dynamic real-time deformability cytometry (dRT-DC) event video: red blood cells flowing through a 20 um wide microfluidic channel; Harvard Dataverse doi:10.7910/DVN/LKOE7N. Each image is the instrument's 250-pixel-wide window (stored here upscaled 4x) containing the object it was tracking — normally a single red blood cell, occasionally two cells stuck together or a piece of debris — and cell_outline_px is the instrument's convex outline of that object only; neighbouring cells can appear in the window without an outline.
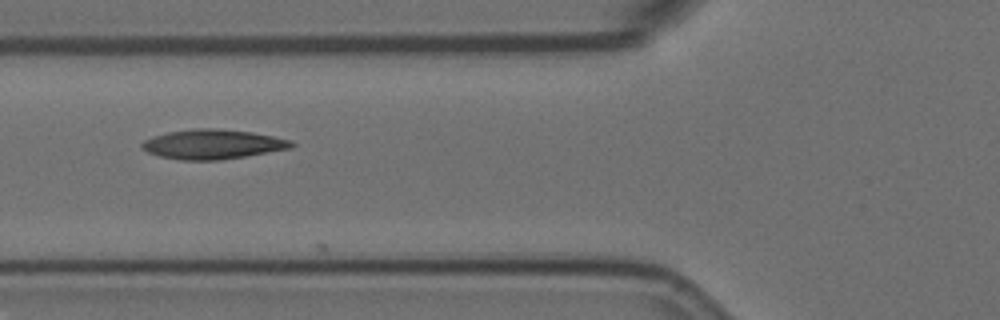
{"species": "Egyptian fruit bat (a non-hibernating species)", "species_latin": "Rousettus aegyptiacus", "temperature_condition": "room temperature", "stored_images_in_passage": 11, "segment_of_instrument_passage": [1, 2], "camera_frame_rate_fps": 3000, "um_per_image_px": 0.085, "animal": {"sex": "female"}, "frame": {"image": 1, "passage_image": 2, "time_ms": 0.333, "image_size_px": [1000, 320], "cell_outline_px": [[296, 144], [292, 148], [220, 160], [180, 160], [160, 156], [148, 152], [140, 148], [140, 144], [144, 140], [152, 136], [168, 132], [196, 128], [212, 128], [252, 132], [292, 140]], "centroid_in_image_um": [18.06, 12.26], "position_along_channel_um": 107.7, "area_um2": 25.78}}
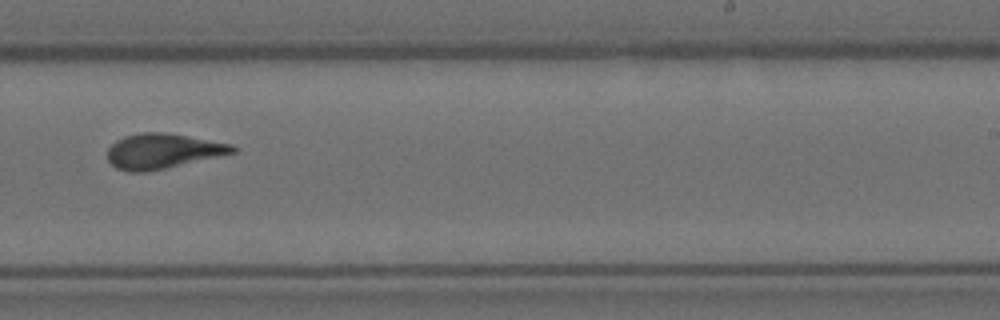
{"frame": {"image": 2, "passage_image": 6, "time_ms": 1.667, "image_size_px": [1000, 320], "cell_outline_px": [[236, 152], [164, 168], [144, 172], [128, 172], [116, 168], [108, 160], [108, 148], [116, 140], [124, 136], [140, 132], [164, 132], [232, 144], [236, 148]], "centroid_in_image_um": [13.78, 12.83], "position_along_channel_um": 275.2, "area_um2": 25.2}}
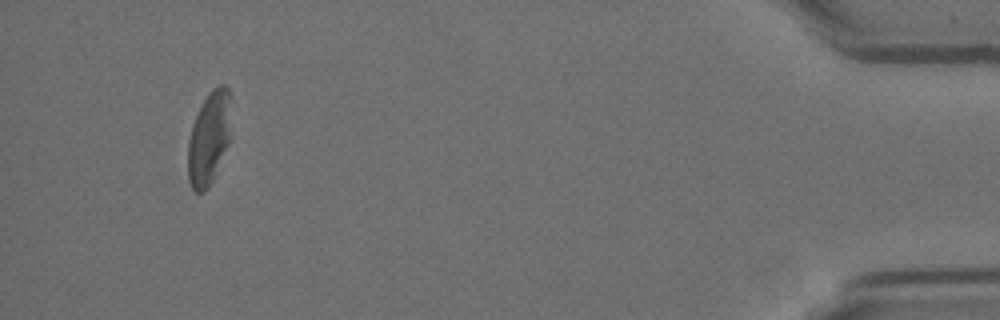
{"frame": {"image": 3, "passage_image": 10, "time_ms": 3.0, "image_size_px": [1000, 320], "cell_outline_px": [[232, 140], [208, 188], [204, 192], [196, 192], [192, 188], [188, 180], [188, 140], [192, 124], [208, 92], [212, 88], [220, 84], [224, 84], [228, 88], [232, 96]], "centroid_in_image_um": [17.83, 11.69], "position_along_channel_um": 417.4, "area_um2": 24.39}}